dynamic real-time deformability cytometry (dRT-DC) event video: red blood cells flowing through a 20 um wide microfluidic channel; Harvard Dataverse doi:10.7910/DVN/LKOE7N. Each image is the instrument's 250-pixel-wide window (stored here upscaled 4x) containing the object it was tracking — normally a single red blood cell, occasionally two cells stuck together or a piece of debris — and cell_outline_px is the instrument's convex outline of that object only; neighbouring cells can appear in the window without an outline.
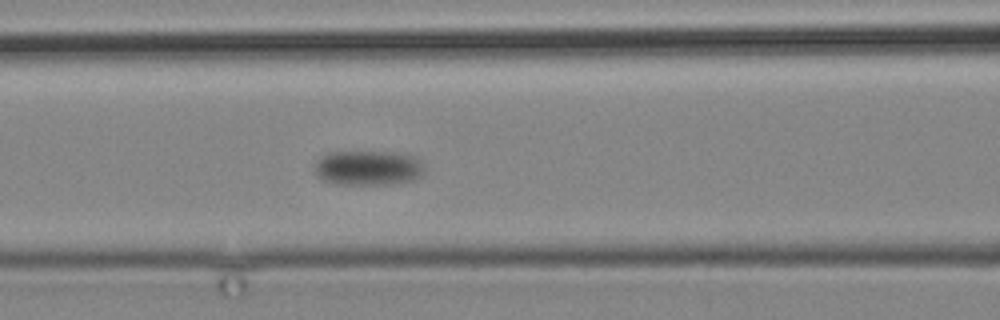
{"species": "common noctule bat (a hibernating species)", "species_latin": "Nyctalus noctula", "temperature_condition": "cold", "stored_images_in_passage": 15, "camera_frame_rate_fps": 3000, "um_per_image_px": 0.085, "animal": {"sex": "male", "body_mass_g": 19.2, "forearm_length_mm": 51.8}, "frame": {"image": 1, "passage_image": 15, "time_ms": 18.333, "image_size_px": [1000, 320], "cell_outline_px": [[424, 176], [412, 180], [392, 184], [336, 184], [320, 180], [316, 172], [316, 160], [320, 156], [328, 152], [396, 152], [416, 156], [420, 160], [424, 168]], "centroid_in_image_um": [31.31, 14.27], "position_along_channel_um": 135.3, "area_um2": 22.6}}